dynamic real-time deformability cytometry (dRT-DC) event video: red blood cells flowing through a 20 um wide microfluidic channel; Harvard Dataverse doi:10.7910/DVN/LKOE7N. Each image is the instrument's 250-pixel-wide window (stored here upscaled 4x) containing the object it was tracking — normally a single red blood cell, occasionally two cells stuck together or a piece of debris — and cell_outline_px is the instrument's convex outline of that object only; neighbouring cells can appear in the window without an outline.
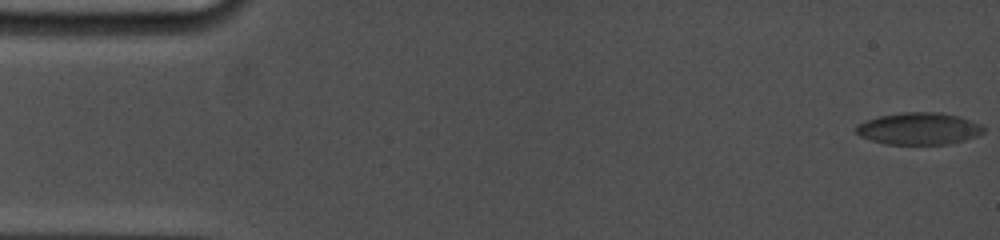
{"species": "common noctule bat (a hibernating species)", "species_latin": "Nyctalus noctula", "temperature_condition": "cold", "stored_images_in_passage": 24, "camera_frame_rate_fps": 5000, "um_per_image_px": 0.085, "animal": {"sex": "female", "body_mass_g": 19.0, "forearm_length_mm": 53.3}, "frame": {"image": 1, "passage_image": 1, "time_ms": 0.0, "image_size_px": [1000, 240], "cell_outline_px": [[984, 132], [976, 136], [952, 144], [888, 144], [872, 140], [860, 136], [856, 132], [856, 124], [880, 116], [904, 112], [940, 112], [956, 116], [980, 124], [984, 128]], "centroid_in_image_um": [78.1, 10.94], "position_along_channel_um": 6.9, "area_um2": 23.52}}
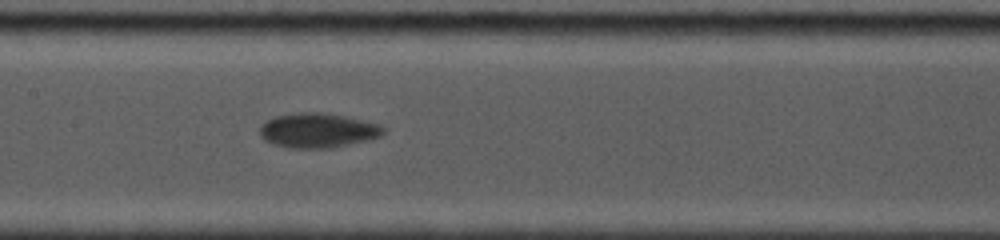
{"frame": {"image": 2, "passage_image": 14, "time_ms": 8.6, "image_size_px": [1000, 240], "cell_outline_px": [[384, 132], [380, 136], [364, 140], [324, 148], [288, 148], [272, 144], [264, 140], [260, 136], [260, 124], [276, 116], [300, 112], [320, 112], [344, 116], [380, 124], [384, 128]], "centroid_in_image_um": [26.94, 11.07], "position_along_channel_um": 180.5, "area_um2": 24.57}}
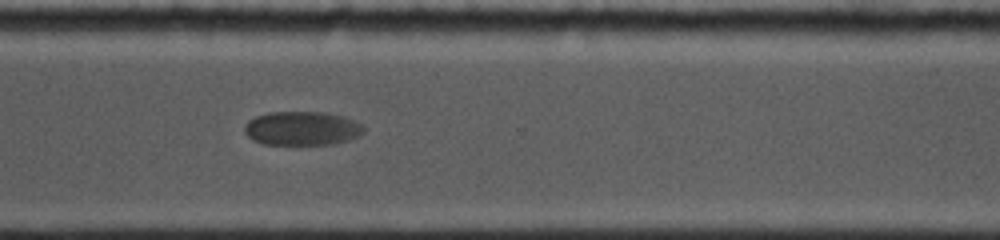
{"frame": {"image": 3, "passage_image": 24, "time_ms": 13.2, "image_size_px": [1000, 240], "cell_outline_px": [[364, 132], [360, 136], [336, 144], [264, 144], [252, 140], [244, 132], [244, 124], [248, 120], [256, 116], [268, 112], [328, 112], [344, 116], [360, 124], [364, 128]], "centroid_in_image_um": [25.66, 10.91], "position_along_channel_um": 344.9, "area_um2": 23.76}}